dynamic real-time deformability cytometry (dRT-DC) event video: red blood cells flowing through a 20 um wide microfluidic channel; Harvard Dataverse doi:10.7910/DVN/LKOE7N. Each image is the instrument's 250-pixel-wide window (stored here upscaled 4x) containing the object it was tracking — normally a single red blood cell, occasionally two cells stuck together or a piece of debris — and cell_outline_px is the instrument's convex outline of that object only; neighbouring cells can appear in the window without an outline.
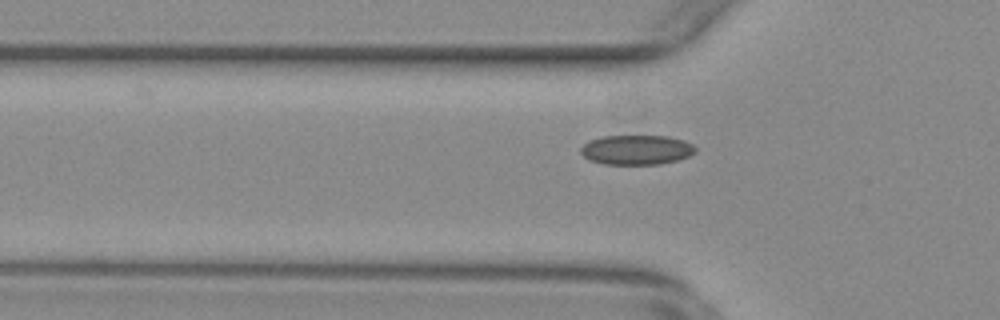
{"species": "common noctule bat (a hibernating species)", "species_latin": "Nyctalus noctula", "temperature_condition": "warm", "stored_images_in_passage": 39, "camera_frame_rate_fps": 3000, "um_per_image_px": 0.085, "animal": {"sex": "female", "body_mass_g": 29.2, "forearm_length_mm": 56.3}, "frame": {"image": 1, "passage_image": 2, "time_ms": 0.333, "image_size_px": [1000, 320], "cell_outline_px": [[696, 152], [688, 156], [676, 160], [660, 164], [604, 164], [588, 160], [580, 152], [580, 148], [584, 144], [600, 136], [668, 136], [684, 140], [692, 144], [696, 148]], "centroid_in_image_um": [54.1, 12.73], "position_along_channel_um": 71.7, "area_um2": 19.83}}
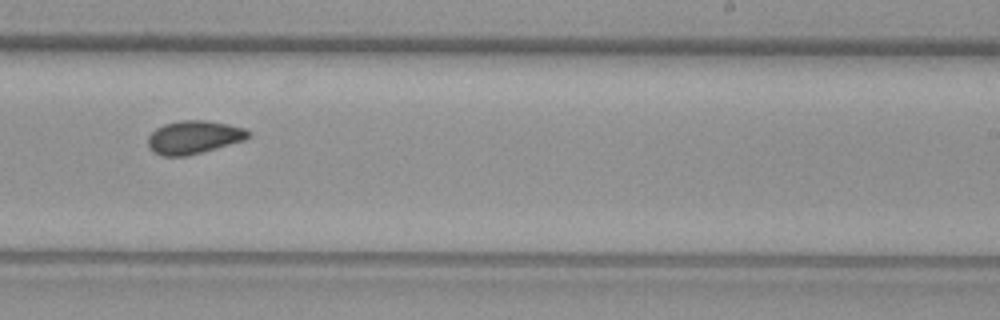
{"frame": {"image": 2, "passage_image": 18, "time_ms": 5.667, "image_size_px": [1000, 320], "cell_outline_px": [[248, 136], [244, 140], [200, 152], [184, 156], [164, 156], [156, 152], [148, 144], [148, 136], [156, 128], [164, 124], [180, 120], [204, 120], [228, 124], [244, 128], [248, 132]], "centroid_in_image_um": [16.45, 11.64], "position_along_channel_um": 272.6, "area_um2": 18.9}}
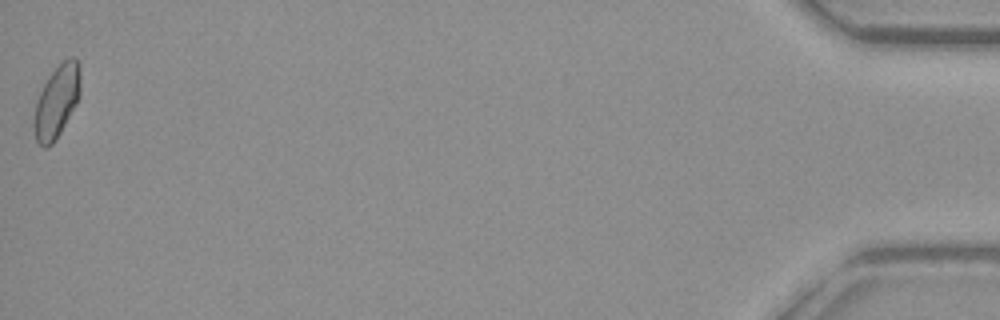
{"frame": {"image": 3, "passage_image": 39, "time_ms": 12.667, "image_size_px": [1000, 320], "cell_outline_px": [[80, 96], [76, 104], [56, 140], [52, 144], [44, 148], [36, 140], [32, 124], [36, 100], [48, 76], [68, 56], [72, 56], [80, 64]], "centroid_in_image_um": [4.81, 8.63], "position_along_channel_um": 430.4, "area_um2": 19.71}, "authors_computed_cell_mechanics": {"area_um2": 18.9006, "velocity_mm_per_s": 3.7609, "shape_relaxation_time_tau1_ms": null, "shape_relaxation_time_tau2_ms": 2.0007, "deformation_change_tau1": null, "deformation_change_tau2": 0.0651}}